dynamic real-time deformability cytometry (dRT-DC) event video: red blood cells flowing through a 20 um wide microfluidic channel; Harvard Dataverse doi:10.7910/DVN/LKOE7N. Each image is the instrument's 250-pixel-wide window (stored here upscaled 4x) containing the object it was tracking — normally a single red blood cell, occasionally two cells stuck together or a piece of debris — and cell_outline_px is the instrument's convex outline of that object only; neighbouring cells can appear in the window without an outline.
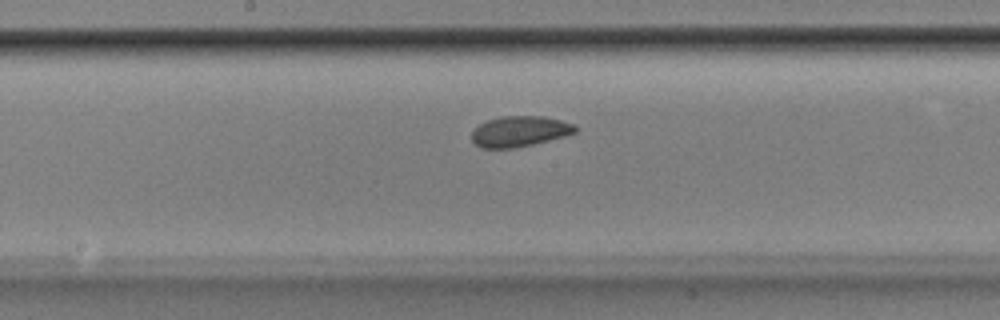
{"species": "Egyptian fruit bat (a non-hibernating species)", "species_latin": "Rousettus aegyptiacus", "temperature_condition": "room temperature", "stored_images_in_passage": 50, "camera_frame_rate_fps": 3000, "um_per_image_px": 0.085, "animal": {"sex": "male"}, "frame": {"image": 1, "passage_image": 25, "time_ms": 8.0, "image_size_px": [1000, 320], "cell_outline_px": [[580, 128], [576, 132], [564, 136], [532, 144], [512, 148], [480, 148], [472, 140], [472, 132], [480, 124], [488, 120], [500, 116], [544, 116], [560, 120], [572, 124]], "centroid_in_image_um": [44.17, 11.16], "position_along_channel_um": 204.0, "area_um2": 18.32}}
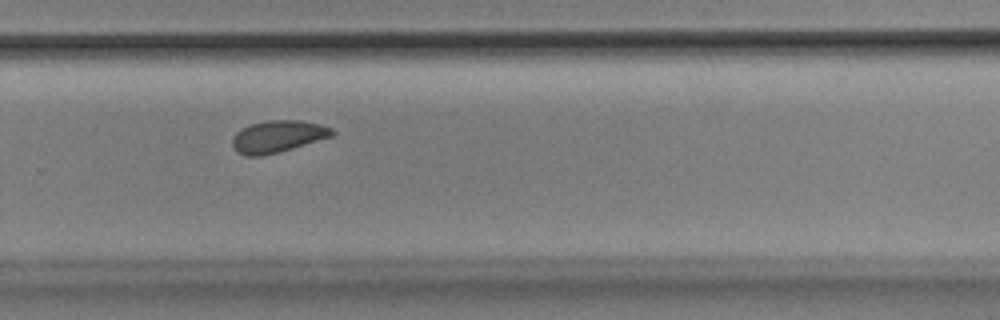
{"frame": {"image": 2, "passage_image": 33, "time_ms": 10.667, "image_size_px": [1000, 320], "cell_outline_px": [[336, 132], [332, 136], [264, 156], [244, 156], [236, 152], [232, 148], [232, 140], [236, 132], [252, 124], [268, 120], [300, 120], [320, 124], [332, 128]], "centroid_in_image_um": [23.59, 11.6], "position_along_channel_um": 306.2, "area_um2": 18.5}}
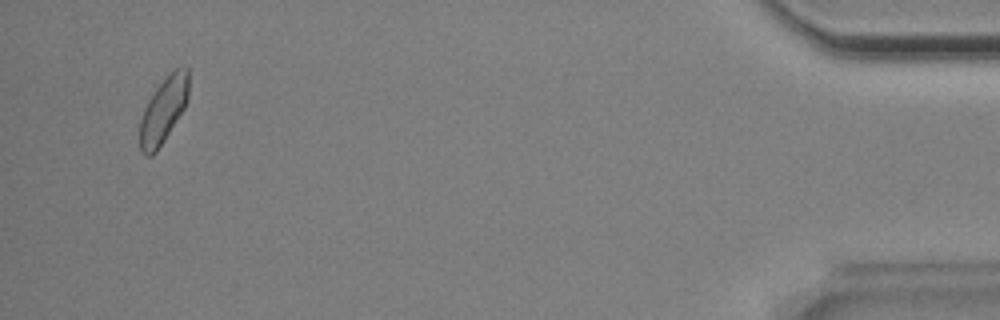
{"frame": {"image": 3, "passage_image": 48, "time_ms": 15.667, "image_size_px": [1000, 320], "cell_outline_px": [[188, 96], [184, 108], [164, 140], [156, 152], [152, 156], [144, 156], [140, 152], [140, 120], [144, 108], [148, 100], [156, 88], [168, 72], [176, 68], [188, 68]], "centroid_in_image_um": [13.87, 9.37], "position_along_channel_um": 421.3, "area_um2": 18.61}, "authors_computed_cell_mechanics": {"area_um2": 18.7561, "velocity_mm_per_s": 3.8454, "shape_relaxation_time_tau1_ms": 3.923, "shape_relaxation_time_tau2_ms": 2.4754, "deformation_change_tau1": 0.0736, "deformation_change_tau2": 0.0738}}